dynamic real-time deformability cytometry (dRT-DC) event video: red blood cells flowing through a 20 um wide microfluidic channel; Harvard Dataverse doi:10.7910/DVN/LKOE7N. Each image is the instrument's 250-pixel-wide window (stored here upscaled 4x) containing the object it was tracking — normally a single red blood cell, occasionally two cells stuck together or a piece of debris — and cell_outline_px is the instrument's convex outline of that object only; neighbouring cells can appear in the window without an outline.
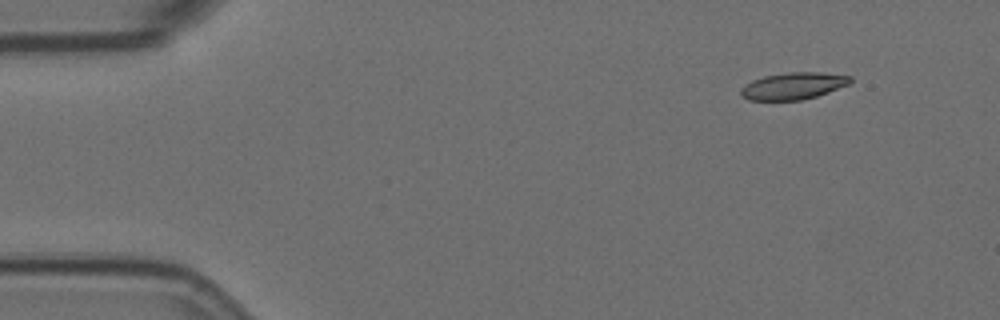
{"species": "Egyptian fruit bat (a non-hibernating species)", "species_latin": "Rousettus aegyptiacus", "temperature_condition": "room temperature", "stored_images_in_passage": 14, "camera_frame_rate_fps": 3000, "um_per_image_px": 0.085, "animal": {"sex": "female"}, "frame": {"image": 1, "passage_image": 1, "time_ms": 0.0, "image_size_px": [1000, 320], "cell_outline_px": [[852, 80], [848, 84], [828, 92], [816, 96], [800, 100], [748, 100], [740, 96], [740, 88], [752, 80], [764, 76], [788, 72], [820, 72], [852, 76]], "centroid_in_image_um": [67.39, 7.3], "position_along_channel_um": 17.6, "area_um2": 17.17}}
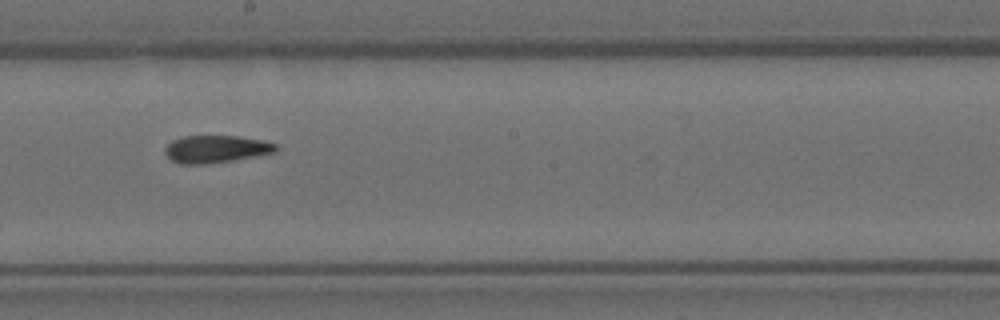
{"frame": {"image": 2, "passage_image": 8, "time_ms": 2.333, "image_size_px": [1000, 320], "cell_outline_px": [[276, 152], [232, 160], [204, 164], [180, 164], [172, 160], [164, 152], [164, 148], [172, 140], [184, 136], [240, 136], [264, 140], [276, 144]], "centroid_in_image_um": [18.34, 12.66], "position_along_channel_um": 229.9, "area_um2": 17.63}}
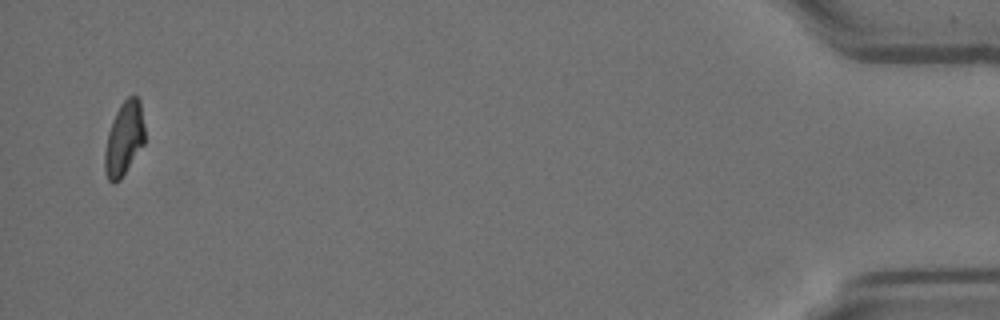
{"frame": {"image": 3, "passage_image": 14, "time_ms": 4.333, "image_size_px": [1000, 320], "cell_outline_px": [[144, 144], [120, 180], [116, 184], [112, 184], [108, 180], [104, 168], [104, 152], [108, 132], [112, 120], [120, 104], [128, 96], [136, 96], [140, 100], [144, 124]], "centroid_in_image_um": [10.53, 11.8], "position_along_channel_um": 424.7, "area_um2": 17.34}}